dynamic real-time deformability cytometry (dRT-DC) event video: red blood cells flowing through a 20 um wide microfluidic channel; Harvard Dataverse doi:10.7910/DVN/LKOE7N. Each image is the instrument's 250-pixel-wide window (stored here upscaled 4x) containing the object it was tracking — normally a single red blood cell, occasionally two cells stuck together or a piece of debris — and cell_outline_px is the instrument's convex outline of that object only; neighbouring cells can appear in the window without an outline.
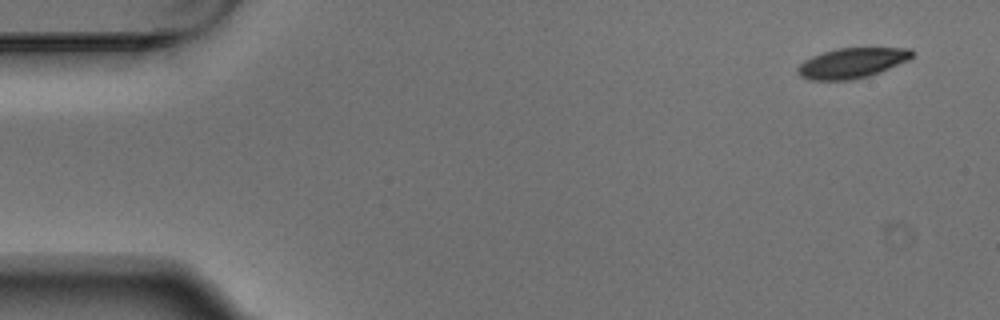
{"species": "Egyptian fruit bat (a non-hibernating species)", "species_latin": "Rousettus aegyptiacus", "temperature_condition": "warm", "stored_images_in_passage": 4, "segment_of_instrument_passage": [2, 2], "camera_frame_rate_fps": 3000, "um_per_image_px": 0.085, "animal": {"sex": "male"}, "frame": {"image": 1, "passage_image": 4, "time_ms": 1.0, "image_size_px": [1000, 320], "cell_outline_px": [[916, 52], [908, 60], [880, 72], [868, 76], [852, 80], [808, 80], [800, 76], [796, 72], [796, 68], [804, 60], [812, 56], [836, 48], [912, 48]], "centroid_in_image_um": [72.4, 5.36], "position_along_channel_um": 12.6, "area_um2": 20.23}}